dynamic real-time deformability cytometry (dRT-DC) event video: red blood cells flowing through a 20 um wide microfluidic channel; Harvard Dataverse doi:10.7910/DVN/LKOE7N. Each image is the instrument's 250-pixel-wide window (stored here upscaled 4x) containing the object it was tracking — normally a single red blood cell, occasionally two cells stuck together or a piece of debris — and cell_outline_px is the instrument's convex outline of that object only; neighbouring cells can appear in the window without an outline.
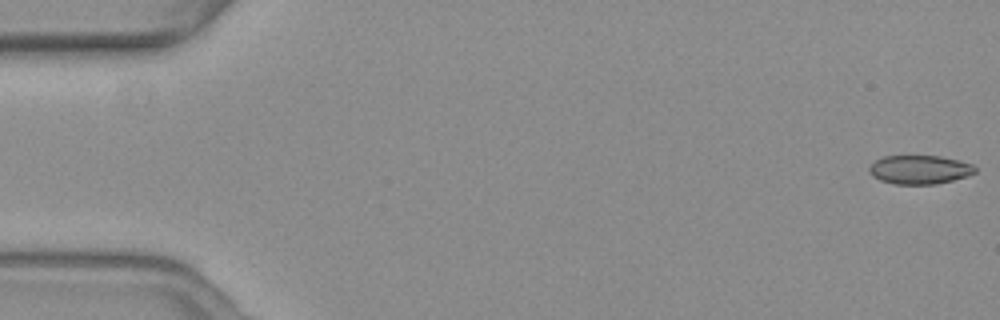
{"species": "common noctule bat (a hibernating species)", "species_latin": "Nyctalus noctula", "temperature_condition": "warm", "stored_images_in_passage": 4, "camera_frame_rate_fps": 3000, "um_per_image_px": 0.085, "animal": {"sex": "female", "body_mass_g": 19.3, "forearm_length_mm": 54.1}, "frame": {"image": 1, "passage_image": 1, "time_ms": 0.0, "image_size_px": [1000, 320], "cell_outline_px": [[976, 172], [968, 176], [936, 184], [892, 184], [880, 180], [872, 176], [868, 172], [868, 168], [876, 160], [884, 156], [940, 156], [972, 164], [976, 168]], "centroid_in_image_um": [78.14, 14.43], "position_along_channel_um": 6.9, "area_um2": 17.74}}